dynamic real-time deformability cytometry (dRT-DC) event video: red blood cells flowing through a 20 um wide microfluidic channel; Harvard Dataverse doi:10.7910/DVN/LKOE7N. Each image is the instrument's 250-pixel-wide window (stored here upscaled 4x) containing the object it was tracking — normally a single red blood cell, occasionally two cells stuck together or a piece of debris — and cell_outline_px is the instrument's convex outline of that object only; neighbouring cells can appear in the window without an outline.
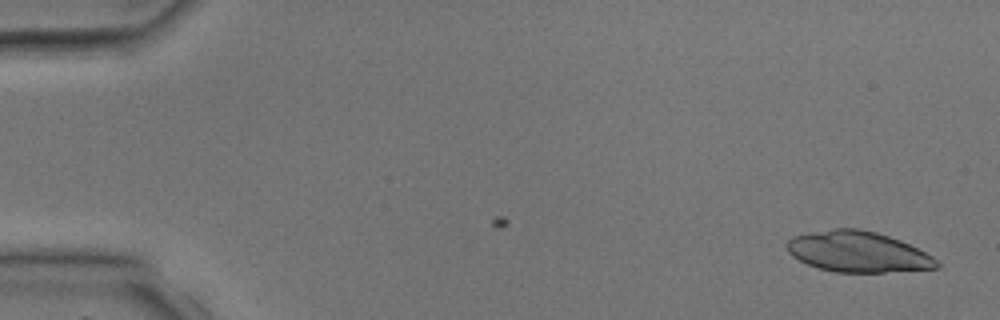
{"species": "common noctule bat (a hibernating species)", "species_latin": "Nyctalus noctula", "temperature_condition": "room temperature", "stored_images_in_passage": 4, "camera_frame_rate_fps": 3000, "um_per_image_px": 0.085, "animal": {"sex": "male", "body_mass_g": 17.9, "forearm_length_mm": 54.2}, "frame": {"image": 1, "passage_image": 1, "time_ms": 0.0, "image_size_px": [1000, 320], "cell_outline_px": [[940, 268], [884, 272], [836, 272], [816, 268], [792, 256], [788, 252], [784, 244], [792, 236], [836, 228], [860, 228], [876, 232], [900, 240], [932, 256], [940, 264]], "centroid_in_image_um": [72.89, 21.4], "position_along_channel_um": 12.1, "area_um2": 35.49}}